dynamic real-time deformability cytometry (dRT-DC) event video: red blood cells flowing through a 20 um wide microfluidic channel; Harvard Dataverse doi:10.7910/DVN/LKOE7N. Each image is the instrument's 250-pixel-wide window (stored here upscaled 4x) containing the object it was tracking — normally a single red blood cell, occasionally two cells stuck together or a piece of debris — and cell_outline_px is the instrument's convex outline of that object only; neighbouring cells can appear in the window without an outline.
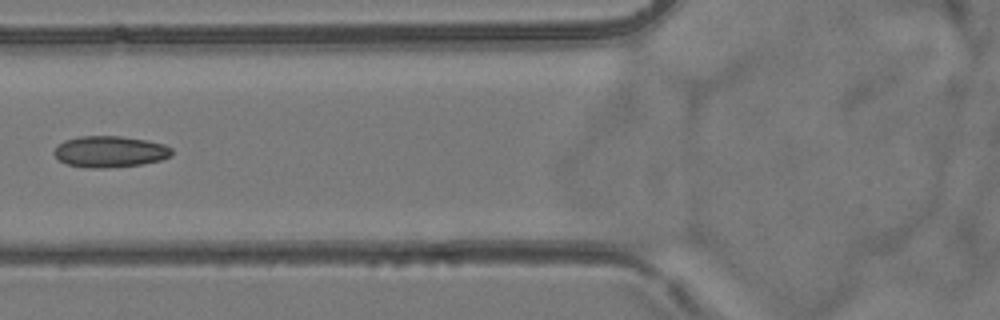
{"species": "common noctule bat (a hibernating species)", "species_latin": "Nyctalus noctula", "temperature_condition": "room temperature", "stored_images_in_passage": 7, "camera_frame_rate_fps": 3000, "um_per_image_px": 0.085, "animal": {"sex": "female", "body_mass_g": 24.6, "forearm_length_mm": 56.2}, "frame": {"image": 1, "passage_image": 5, "time_ms": 5.667, "image_size_px": [1000, 320], "cell_outline_px": [[172, 156], [160, 160], [140, 164], [100, 168], [96, 168], [68, 164], [60, 160], [52, 152], [56, 144], [64, 140], [80, 136], [120, 136], [148, 140], [164, 144], [172, 148]], "centroid_in_image_um": [9.34, 12.86], "position_along_channel_um": 116.5, "area_um2": 21.39}}
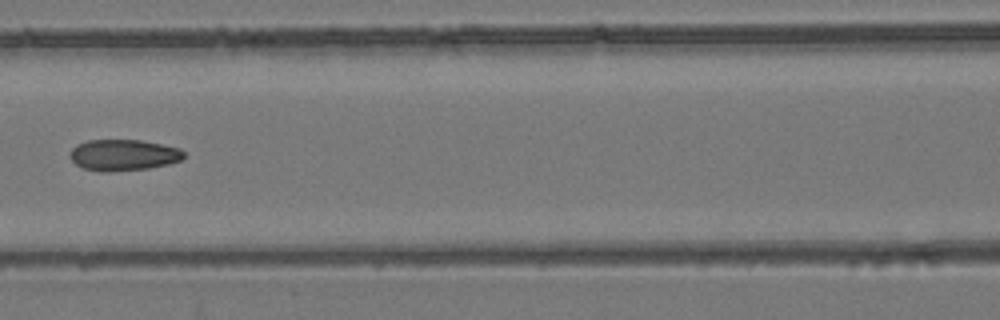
{"frame": {"image": 2, "passage_image": 6, "time_ms": 6.667, "image_size_px": [1000, 320], "cell_outline_px": [[184, 156], [180, 160], [168, 164], [148, 168], [104, 172], [100, 172], [84, 168], [76, 164], [72, 160], [72, 148], [76, 144], [88, 140], [140, 140], [180, 148], [184, 152]], "centroid_in_image_um": [10.49, 13.17], "position_along_channel_um": 156.1, "area_um2": 20.46}}
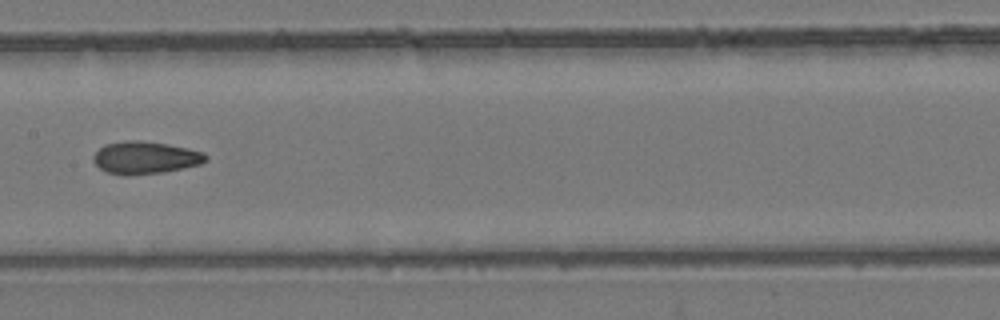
{"frame": {"image": 3, "passage_image": 7, "time_ms": 7.667, "image_size_px": [1000, 320], "cell_outline_px": [[208, 160], [200, 164], [160, 172], [128, 176], [108, 172], [100, 168], [92, 160], [92, 156], [104, 144], [128, 140], [136, 140], [164, 144], [204, 152], [208, 156]], "centroid_in_image_um": [12.31, 13.4], "position_along_channel_um": 195.1, "area_um2": 20.92}}